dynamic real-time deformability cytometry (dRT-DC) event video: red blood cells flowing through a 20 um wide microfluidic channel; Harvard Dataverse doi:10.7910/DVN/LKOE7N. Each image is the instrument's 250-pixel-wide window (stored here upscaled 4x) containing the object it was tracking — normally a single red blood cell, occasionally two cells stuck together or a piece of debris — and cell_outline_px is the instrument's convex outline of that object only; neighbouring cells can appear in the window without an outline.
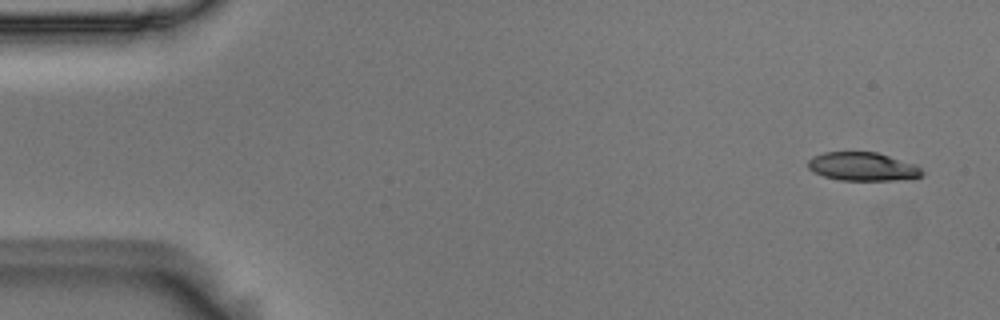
{"species": "Egyptian fruit bat (a non-hibernating species)", "species_latin": "Rousettus aegyptiacus", "temperature_condition": "room temperature", "stored_images_in_passage": 8, "camera_frame_rate_fps": 3000, "um_per_image_px": 0.085, "animal": {"sex": "male"}, "frame": {"image": 1, "passage_image": 1, "time_ms": 0.0, "image_size_px": [1000, 320], "cell_outline_px": [[924, 176], [912, 180], [840, 180], [824, 176], [812, 172], [808, 168], [808, 160], [812, 156], [824, 152], [876, 152], [916, 164], [924, 172]], "centroid_in_image_um": [73.37, 14.17], "position_along_channel_um": 11.6, "area_um2": 19.25}}
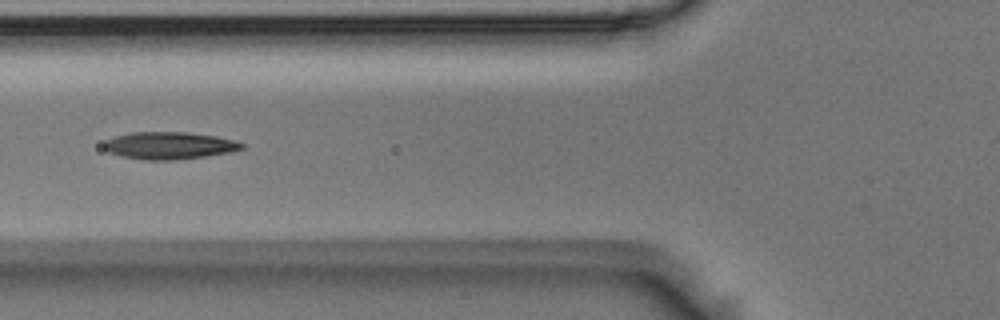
{"frame": {"image": 2, "passage_image": 6, "time_ms": 1.667, "image_size_px": [1000, 320], "cell_outline_px": [[244, 148], [232, 152], [204, 156], [172, 160], [144, 160], [120, 156], [108, 152], [104, 148], [104, 140], [116, 136], [132, 132], [184, 132], [216, 136], [236, 140], [244, 144]], "centroid_in_image_um": [14.38, 12.37], "position_along_channel_um": 111.4, "area_um2": 21.96}}
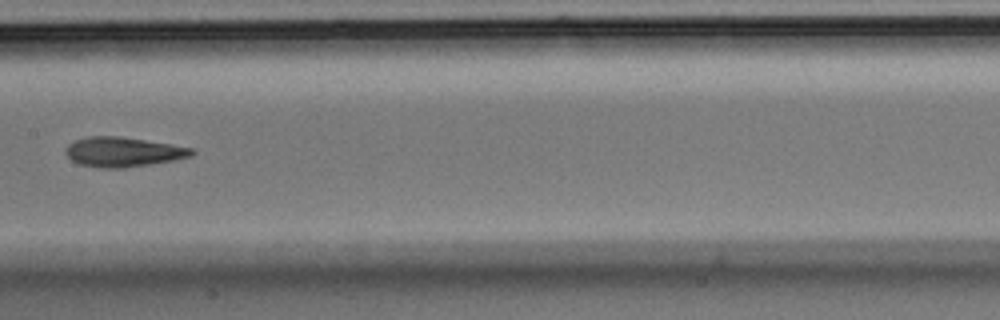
{"frame": {"image": 3, "passage_image": 8, "time_ms": 2.333, "image_size_px": [1000, 320], "cell_outline_px": [[196, 152], [192, 156], [172, 160], [124, 168], [104, 168], [80, 164], [72, 160], [64, 152], [64, 148], [68, 144], [76, 140], [88, 136], [120, 136], [172, 144], [196, 148]], "centroid_in_image_um": [10.48, 12.9], "position_along_channel_um": 196.9, "area_um2": 21.85}}